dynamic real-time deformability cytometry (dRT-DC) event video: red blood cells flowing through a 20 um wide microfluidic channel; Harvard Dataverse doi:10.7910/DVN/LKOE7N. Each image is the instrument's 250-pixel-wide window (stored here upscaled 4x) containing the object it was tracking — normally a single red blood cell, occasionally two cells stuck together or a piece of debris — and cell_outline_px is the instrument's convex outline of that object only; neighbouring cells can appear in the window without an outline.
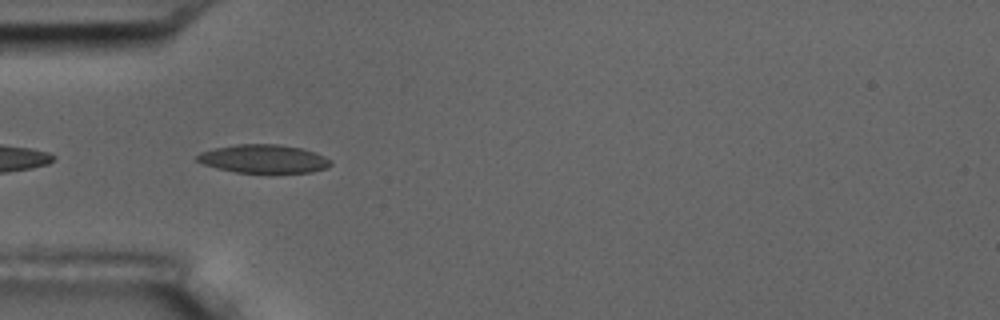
{"species": "common noctule bat (a hibernating species)", "species_latin": "Nyctalus noctula", "temperature_condition": "room temperature", "stored_images_in_passage": 11, "camera_frame_rate_fps": 3000, "um_per_image_px": 0.085, "animal": {"sex": "male", "body_mass_g": 17.5, "forearm_length_mm": 52.3}, "frame": {"image": 1, "passage_image": 2, "time_ms": 0.333, "image_size_px": [1000, 320], "cell_outline_px": [[332, 164], [328, 168], [312, 172], [236, 172], [216, 168], [204, 164], [196, 160], [196, 156], [200, 152], [216, 148], [236, 144], [276, 144], [300, 148], [316, 152], [332, 160]], "centroid_in_image_um": [22.43, 13.5], "position_along_channel_um": 62.6, "area_um2": 22.02}}